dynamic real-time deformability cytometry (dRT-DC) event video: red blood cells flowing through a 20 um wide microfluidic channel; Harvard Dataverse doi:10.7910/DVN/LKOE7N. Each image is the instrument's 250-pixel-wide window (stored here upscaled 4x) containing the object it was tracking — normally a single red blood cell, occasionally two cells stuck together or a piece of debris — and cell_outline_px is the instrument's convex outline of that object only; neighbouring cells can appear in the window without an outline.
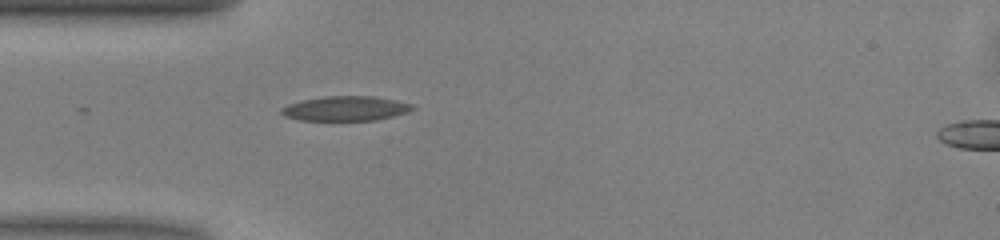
{"species": "common noctule bat (a hibernating species)", "species_latin": "Nyctalus noctula", "temperature_condition": "warm", "stored_images_in_passage": 8, "camera_frame_rate_fps": 3000, "um_per_image_px": 0.085, "animal": {"sex": "male", "body_mass_g": 13.0, "forearm_length_mm": 53.1}, "frame": {"image": 1, "passage_image": 1, "time_ms": 0.0, "image_size_px": [1000, 240], "cell_outline_px": [[416, 108], [408, 112], [376, 120], [300, 120], [284, 116], [280, 112], [280, 108], [288, 104], [300, 100], [324, 96], [376, 96], [396, 100], [412, 104]], "centroid_in_image_um": [29.36, 9.21], "position_along_channel_um": 55.6, "area_um2": 18.96}}
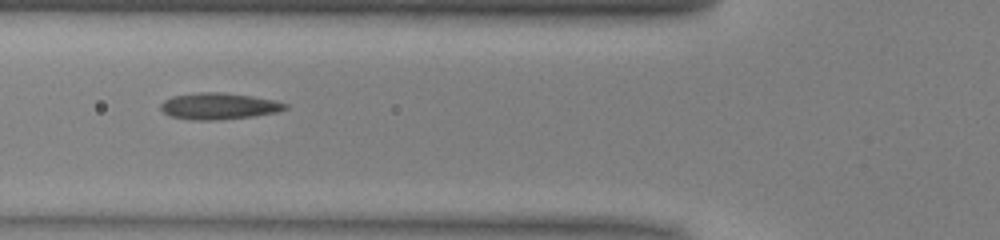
{"frame": {"image": 2, "passage_image": 5, "time_ms": 1.333, "image_size_px": [1000, 240], "cell_outline_px": [[288, 108], [276, 112], [252, 116], [212, 120], [192, 120], [172, 116], [164, 112], [160, 108], [160, 104], [164, 100], [172, 96], [200, 92], [220, 92], [252, 96], [276, 100], [288, 104]], "centroid_in_image_um": [18.6, 9.01], "position_along_channel_um": 107.2, "area_um2": 19.07}}